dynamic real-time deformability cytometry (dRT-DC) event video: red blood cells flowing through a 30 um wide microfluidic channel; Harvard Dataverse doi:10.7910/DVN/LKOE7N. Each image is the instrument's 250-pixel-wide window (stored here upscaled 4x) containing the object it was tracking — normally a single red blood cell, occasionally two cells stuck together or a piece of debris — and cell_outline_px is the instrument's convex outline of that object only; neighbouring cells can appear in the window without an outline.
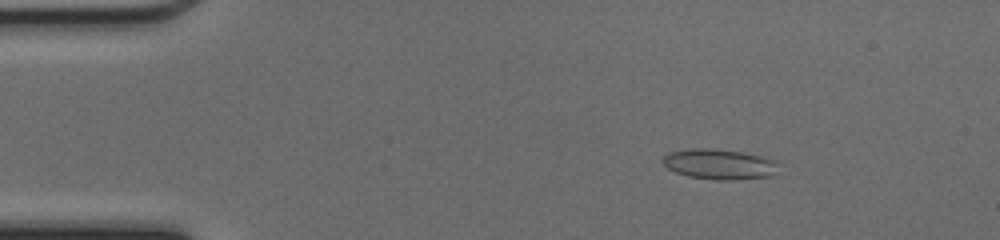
{"species": "common noctule bat (a hibernating species)", "species_latin": "Nyctalus noctula", "temperature_condition": "cold", "stored_images_in_passage": 48, "camera_frame_rate_fps": 3000, "um_per_image_px": 0.085, "animal": {"sex": "female", "body_mass_g": 17.0, "forearm_length_mm": 48.0}, "frame": {"image": 1, "passage_image": 7, "time_ms": 2.0, "image_size_px": [1000, 240], "cell_outline_px": [[776, 164], [772, 176], [732, 180], [716, 180], [688, 176], [676, 172], [668, 168], [660, 160], [668, 152], [688, 148], [708, 148], [744, 152], [776, 160]], "centroid_in_image_um": [61.08, 13.94], "position_along_channel_um": 23.9, "area_um2": 20.4}}
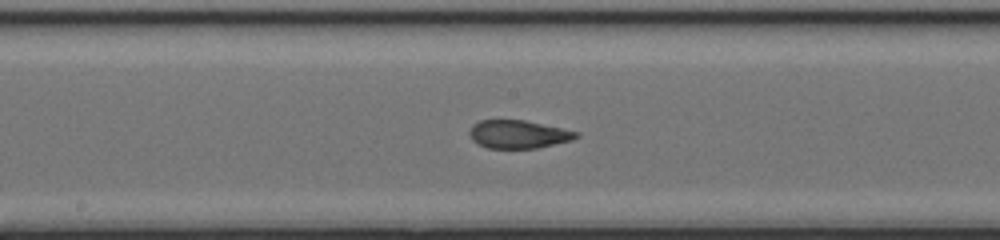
{"frame": {"image": 2, "passage_image": 25, "time_ms": 8.0, "image_size_px": [1000, 240], "cell_outline_px": [[580, 136], [572, 140], [536, 148], [488, 148], [472, 140], [468, 132], [472, 124], [480, 120], [524, 120], [580, 132]], "centroid_in_image_um": [44.05, 11.41], "position_along_channel_um": 204.1, "area_um2": 17.46}}
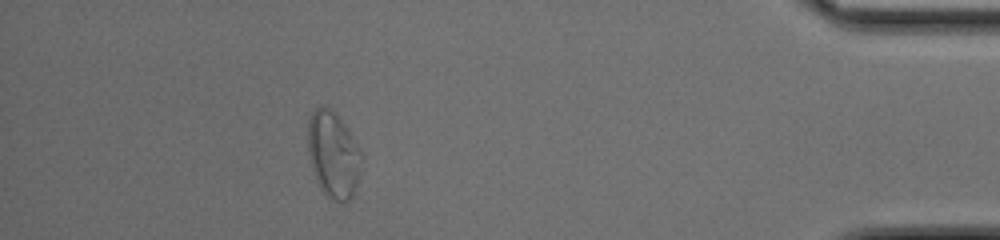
{"frame": {"image": 3, "passage_image": 43, "time_ms": 14.0, "image_size_px": [1000, 240], "cell_outline_px": [[364, 156], [356, 188], [352, 196], [348, 200], [336, 200], [324, 196], [312, 172], [308, 152], [308, 120], [312, 112], [320, 104], [324, 104], [332, 108], [344, 124], [360, 148]], "centroid_in_image_um": [28.33, 13.12], "position_along_channel_um": 406.9, "area_um2": 27.46}, "authors_computed_cell_mechanics": {"area_um2": 19.3919, "velocity_mm_per_s": 4.2731, "shape_relaxation_time_tau1_ms": null, "shape_relaxation_time_tau2_ms": 0.9412, "deformation_change_tau1": null, "deformation_change_tau2": 0.0715}}